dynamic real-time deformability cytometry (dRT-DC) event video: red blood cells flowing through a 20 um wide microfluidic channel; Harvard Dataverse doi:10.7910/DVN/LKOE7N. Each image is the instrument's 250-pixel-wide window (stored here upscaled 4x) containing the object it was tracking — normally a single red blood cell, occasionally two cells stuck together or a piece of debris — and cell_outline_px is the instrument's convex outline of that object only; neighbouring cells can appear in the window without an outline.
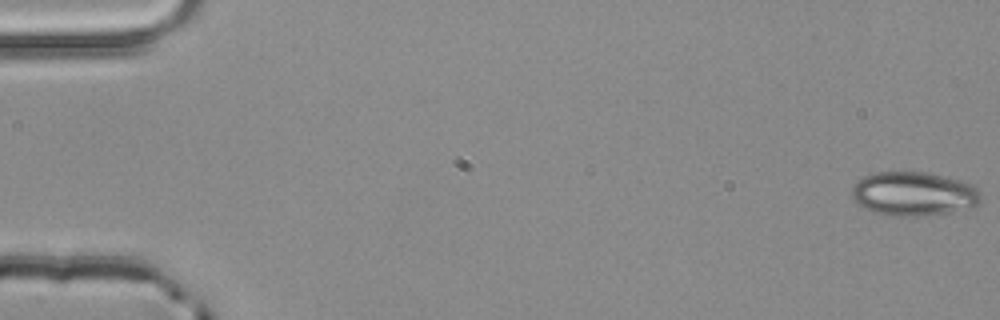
{"species": "common noctule bat (a hibernating species)", "species_latin": "Nyctalus noctula", "temperature_condition": "room temperature", "stored_images_in_passage": 3, "camera_frame_rate_fps": 3000, "um_per_image_px": 0.085, "animal": {"sex": "male", "body_mass_g": 20.4}, "frame": {"image": 1, "passage_image": 1, "time_ms": 0.0, "image_size_px": [1000, 320], "cell_outline_px": [[980, 204], [972, 208], [924, 216], [884, 216], [872, 212], [856, 204], [852, 200], [852, 188], [856, 180], [864, 176], [876, 172], [924, 172], [960, 180], [972, 184], [980, 192]], "centroid_in_image_um": [77.63, 16.49], "position_along_channel_um": 7.4, "area_um2": 33.52}}